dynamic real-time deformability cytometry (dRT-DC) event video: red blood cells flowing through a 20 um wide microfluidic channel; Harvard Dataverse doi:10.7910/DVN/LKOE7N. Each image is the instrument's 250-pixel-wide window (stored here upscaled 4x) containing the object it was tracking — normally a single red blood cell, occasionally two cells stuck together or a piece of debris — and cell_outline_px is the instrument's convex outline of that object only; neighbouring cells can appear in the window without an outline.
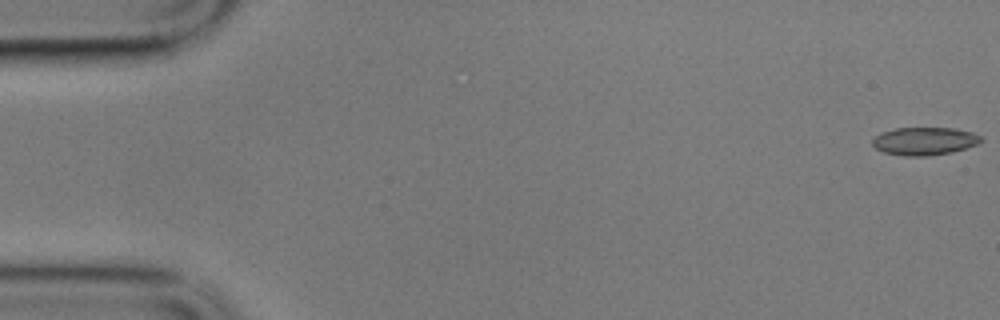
{"species": "common noctule bat (a hibernating species)", "species_latin": "Nyctalus noctula", "temperature_condition": "cold", "stored_images_in_passage": 45, "camera_frame_rate_fps": 3000, "um_per_image_px": 0.085, "animal": {"sex": "male", "body_mass_g": 17.9}, "frame": {"image": 1, "passage_image": 1, "time_ms": 0.0, "image_size_px": [1000, 320], "cell_outline_px": [[984, 140], [976, 144], [952, 152], [928, 156], [904, 156], [884, 152], [876, 148], [872, 144], [872, 140], [880, 132], [896, 128], [952, 128], [972, 132], [980, 136]], "centroid_in_image_um": [78.56, 11.99], "position_along_channel_um": 6.4, "area_um2": 17.57}}
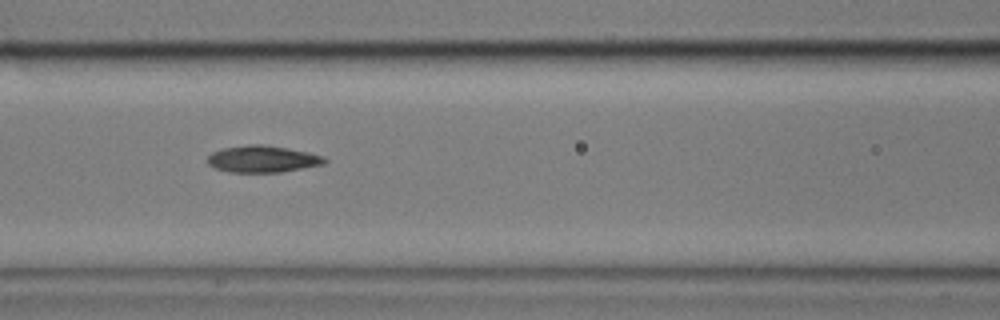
{"frame": {"image": 2, "passage_image": 25, "time_ms": 8.0, "image_size_px": [1000, 320], "cell_outline_px": [[328, 160], [324, 164], [280, 172], [228, 172], [216, 168], [208, 164], [208, 156], [212, 152], [224, 148], [252, 144], [264, 144], [288, 148], [308, 152], [324, 156]], "centroid_in_image_um": [22.34, 13.51], "position_along_channel_um": 144.3, "area_um2": 18.21}}
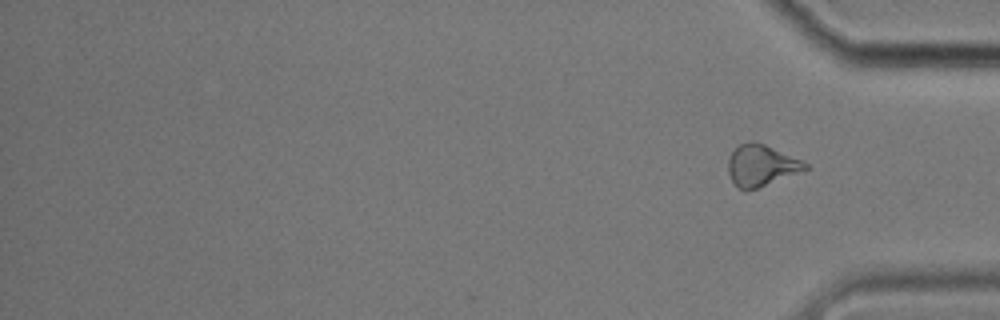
{"frame": {"image": 3, "passage_image": 45, "time_ms": 14.667, "image_size_px": [1000, 320], "cell_outline_px": [[808, 168], [756, 188], [740, 188], [732, 180], [728, 172], [728, 160], [732, 152], [740, 144], [752, 140], [764, 144], [800, 160], [808, 164]], "centroid_in_image_um": [64.67, 14.03], "position_along_channel_um": 370.5, "area_um2": 17.74}, "authors_computed_cell_mechanics": {"area_um2": 17.918, "velocity_mm_per_s": 3.424, "shape_relaxation_time_tau1_ms": null, "shape_relaxation_time_tau2_ms": 4.4921, "deformation_change_tau1": null, "deformation_change_tau2": 0.1233}}